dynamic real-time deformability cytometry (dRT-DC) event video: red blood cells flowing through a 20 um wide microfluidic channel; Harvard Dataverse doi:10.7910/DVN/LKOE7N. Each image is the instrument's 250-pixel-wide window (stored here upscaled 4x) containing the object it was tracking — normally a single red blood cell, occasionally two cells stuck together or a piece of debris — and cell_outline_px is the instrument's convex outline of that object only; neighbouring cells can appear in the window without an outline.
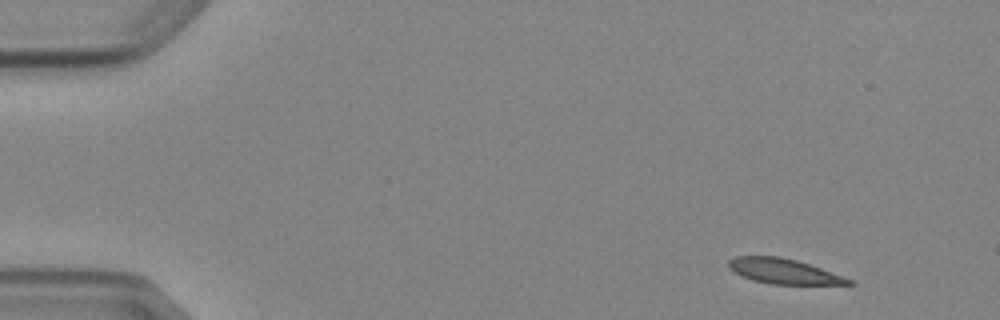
{"species": "Egyptian fruit bat (a non-hibernating species)", "species_latin": "Rousettus aegyptiacus", "temperature_condition": "cold", "stored_images_in_passage": 4, "camera_frame_rate_fps": 3000, "um_per_image_px": 0.085, "animal": {"sex": "female"}, "frame": {"image": 1, "passage_image": 1, "time_ms": 0.0, "image_size_px": [1000, 320], "cell_outline_px": [[856, 284], [772, 284], [752, 280], [740, 276], [728, 268], [728, 260], [736, 256], [780, 256], [796, 260], [856, 280]], "centroid_in_image_um": [66.61, 23.06], "position_along_channel_um": 18.4, "area_um2": 17.63}}